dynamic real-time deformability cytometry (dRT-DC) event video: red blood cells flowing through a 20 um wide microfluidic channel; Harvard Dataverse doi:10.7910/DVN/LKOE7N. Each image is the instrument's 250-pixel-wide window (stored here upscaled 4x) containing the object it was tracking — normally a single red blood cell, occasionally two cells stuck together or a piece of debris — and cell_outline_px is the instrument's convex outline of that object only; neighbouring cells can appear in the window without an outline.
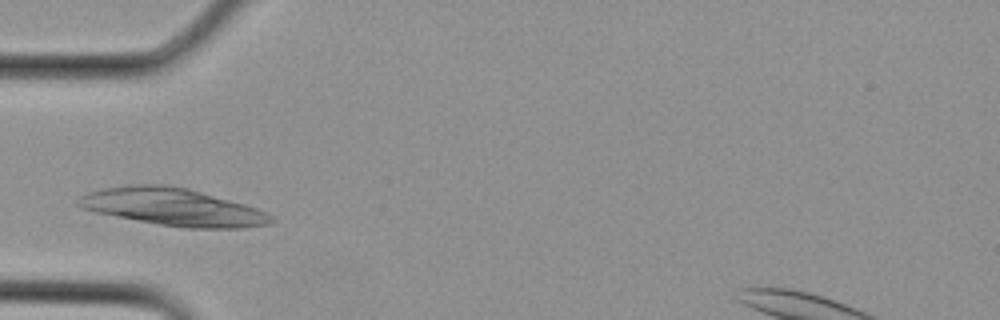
{"species": "Egyptian fruit bat (a non-hibernating species)", "species_latin": "Rousettus aegyptiacus", "temperature_condition": "cold", "stored_images_in_passage": 10, "camera_frame_rate_fps": 3000, "um_per_image_px": 0.085, "animal": {"sex": "female"}, "frame": {"image": 1, "passage_image": 5, "time_ms": 1.333, "image_size_px": [1000, 320], "cell_outline_px": [[276, 220], [268, 224], [248, 228], [188, 228], [156, 224], [96, 212], [80, 208], [76, 204], [76, 200], [80, 196], [88, 192], [104, 188], [132, 184], [164, 184], [188, 188], [244, 204], [256, 208], [272, 216]], "centroid_in_image_um": [14.68, 17.6], "position_along_channel_um": 70.3, "area_um2": 42.02}}
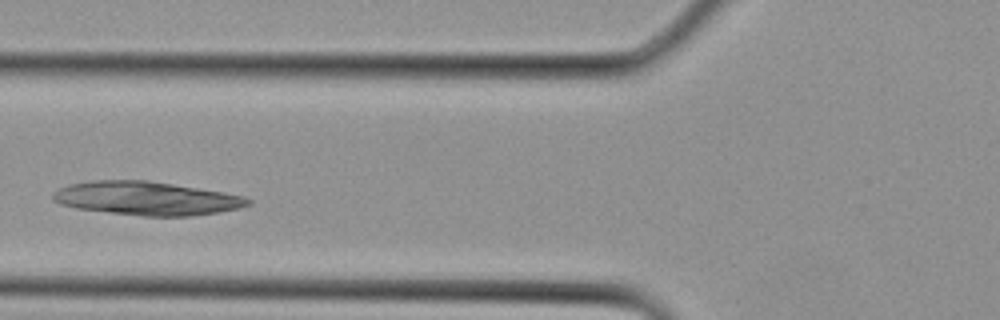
{"frame": {"image": 2, "passage_image": 7, "time_ms": 2.0, "image_size_px": [1000, 320], "cell_outline_px": [[252, 204], [240, 208], [220, 212], [192, 216], [144, 216], [76, 208], [60, 204], [52, 200], [52, 192], [56, 188], [68, 184], [92, 180], [148, 180], [224, 192], [244, 196], [252, 200]], "centroid_in_image_um": [12.45, 16.85], "position_along_channel_um": 113.4, "area_um2": 38.44}}
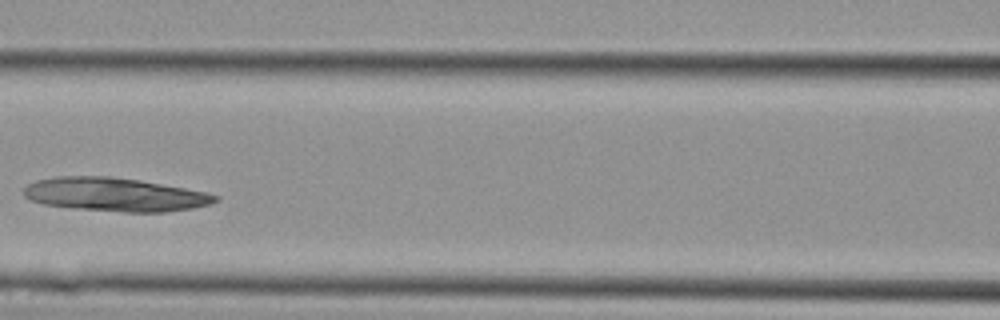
{"frame": {"image": 3, "passage_image": 9, "time_ms": 2.667, "image_size_px": [1000, 320], "cell_outline_px": [[220, 200], [212, 204], [192, 208], [164, 212], [124, 212], [80, 208], [44, 204], [32, 200], [24, 196], [24, 188], [28, 184], [36, 180], [56, 176], [112, 176], [140, 180], [184, 188], [204, 192], [220, 196]], "centroid_in_image_um": [9.79, 16.52], "position_along_channel_um": 156.8, "area_um2": 37.28}}